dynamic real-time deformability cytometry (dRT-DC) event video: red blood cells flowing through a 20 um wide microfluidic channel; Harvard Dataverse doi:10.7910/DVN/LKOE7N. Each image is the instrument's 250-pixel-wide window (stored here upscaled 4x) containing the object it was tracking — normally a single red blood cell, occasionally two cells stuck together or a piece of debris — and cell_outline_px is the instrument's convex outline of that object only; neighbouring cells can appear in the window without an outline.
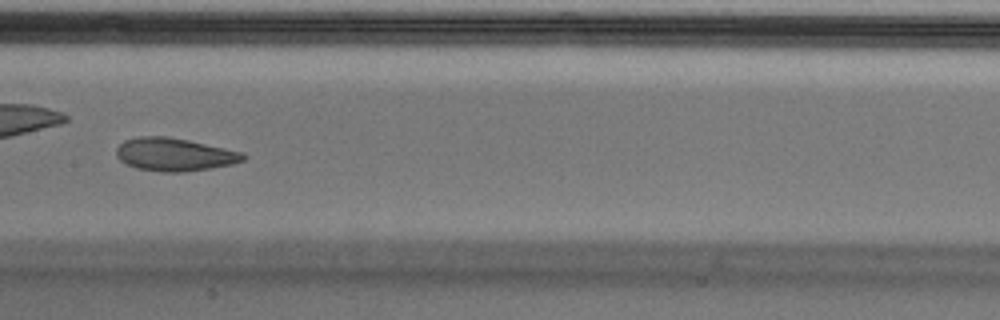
{"species": "Egyptian fruit bat (a non-hibernating species)", "species_latin": "Rousettus aegyptiacus", "temperature_condition": "cold", "stored_images_in_passage": 47, "camera_frame_rate_fps": 3000, "um_per_image_px": 0.085, "animal": {"sex": "male"}, "frame": {"image": 1, "passage_image": 21, "time_ms": 6.667, "image_size_px": [1000, 320], "cell_outline_px": [[248, 156], [244, 160], [232, 164], [212, 168], [184, 172], [160, 172], [136, 168], [120, 160], [116, 156], [116, 148], [124, 140], [136, 136], [168, 136], [188, 140], [244, 152]], "centroid_in_image_um": [14.84, 13.13], "position_along_channel_um": 192.6, "area_um2": 24.62}, "authors_computed_cell_mechanics": {"area_um2": 24.854, "velocity_mm_per_s": 3.6941, "shape_relaxation_time_tau1_ms": 8.4805, "shape_relaxation_time_tau2_ms": 1.8821, "deformation_change_tau1": 0.1905, "deformation_change_tau2": 0.074}}